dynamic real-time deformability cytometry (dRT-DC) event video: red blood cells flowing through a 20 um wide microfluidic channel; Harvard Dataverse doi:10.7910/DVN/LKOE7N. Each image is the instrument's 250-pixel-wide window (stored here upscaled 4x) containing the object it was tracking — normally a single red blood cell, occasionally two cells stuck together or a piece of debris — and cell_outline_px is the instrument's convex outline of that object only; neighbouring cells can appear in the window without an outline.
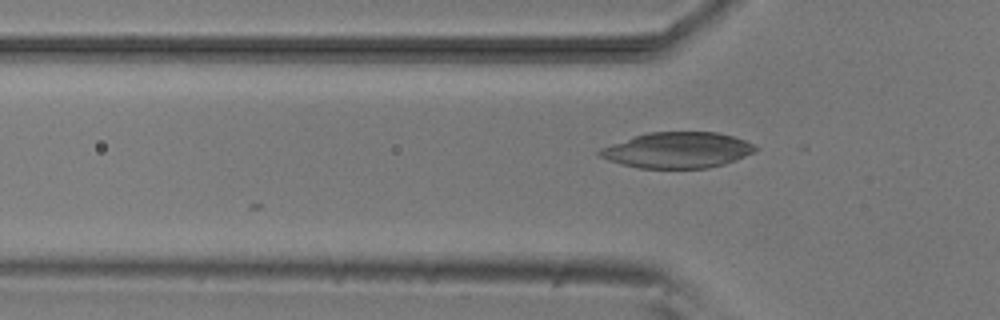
{"species": "common noctule bat (a hibernating species)", "species_latin": "Nyctalus noctula", "temperature_condition": "room temperature", "stored_images_in_passage": 5, "camera_frame_rate_fps": 3000, "um_per_image_px": 0.085, "animal": {"sex": "male", "body_mass_g": 20.5, "forearm_length_mm": 52.5}, "frame": {"image": 1, "passage_image": 5, "time_ms": 4.333, "image_size_px": [1000, 320], "cell_outline_px": [[760, 148], [756, 152], [724, 164], [708, 168], [640, 168], [608, 160], [600, 156], [596, 152], [600, 148], [648, 132], [716, 132], [732, 136], [756, 144]], "centroid_in_image_um": [57.64, 12.76], "position_along_channel_um": 68.2, "area_um2": 32.37}}